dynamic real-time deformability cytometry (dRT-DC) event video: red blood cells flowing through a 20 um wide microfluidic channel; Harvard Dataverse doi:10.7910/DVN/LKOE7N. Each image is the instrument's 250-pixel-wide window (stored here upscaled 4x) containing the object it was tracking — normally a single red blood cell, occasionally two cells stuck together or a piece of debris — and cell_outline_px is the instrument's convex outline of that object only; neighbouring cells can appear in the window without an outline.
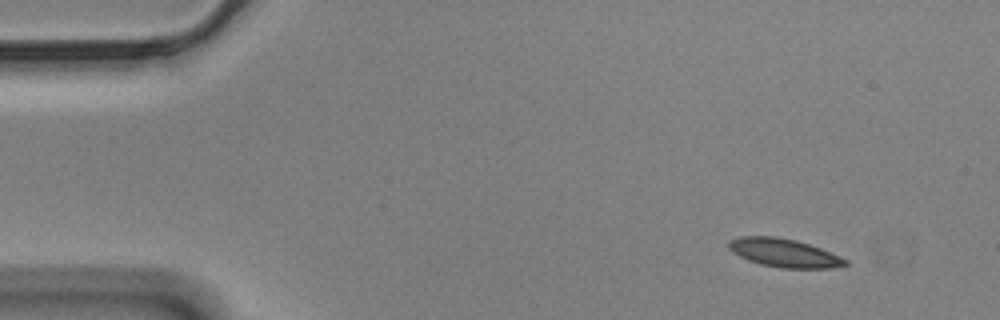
{"species": "Egyptian fruit bat (a non-hibernating species)", "species_latin": "Rousettus aegyptiacus", "temperature_condition": "cold", "stored_images_in_passage": 54, "camera_frame_rate_fps": 3000, "um_per_image_px": 0.085, "animal": {"sex": "male"}, "frame": {"image": 1, "passage_image": 1, "time_ms": 0.0, "image_size_px": [1000, 320], "cell_outline_px": [[848, 264], [828, 268], [780, 268], [760, 264], [748, 260], [732, 252], [728, 248], [728, 240], [740, 236], [776, 236], [796, 240], [820, 248], [848, 260]], "centroid_in_image_um": [66.59, 21.49], "position_along_channel_um": 18.4, "area_um2": 19.25}}
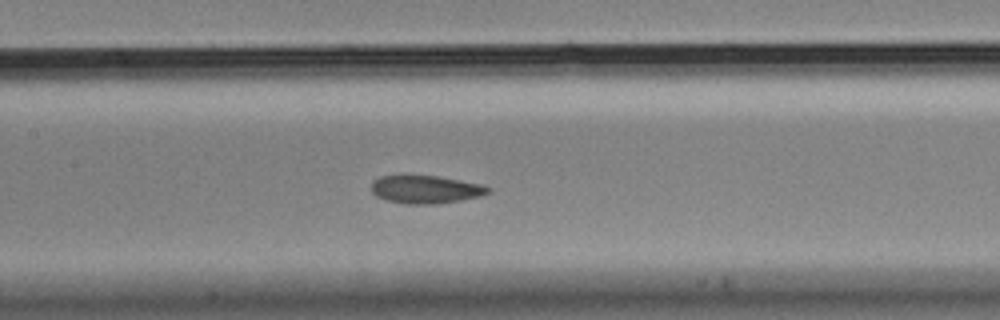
{"frame": {"image": 2, "passage_image": 22, "time_ms": 7.0, "image_size_px": [1000, 320], "cell_outline_px": [[492, 192], [480, 196], [460, 200], [436, 204], [404, 204], [388, 200], [376, 196], [372, 192], [372, 180], [380, 176], [400, 172], [408, 172], [436, 176], [480, 184], [492, 188]], "centroid_in_image_um": [36.11, 16.05], "position_along_channel_um": 171.3, "area_um2": 19.83}}
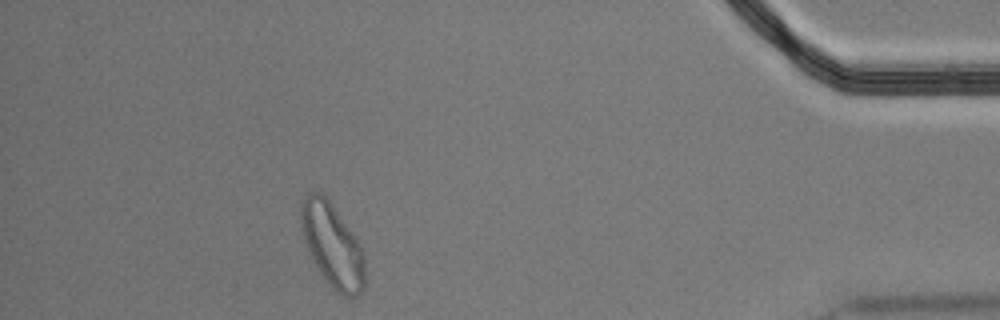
{"frame": {"image": 3, "passage_image": 47, "time_ms": 15.333, "image_size_px": [1000, 320], "cell_outline_px": [[364, 288], [352, 300], [336, 292], [332, 288], [320, 272], [312, 260], [304, 240], [300, 220], [300, 208], [308, 192], [320, 192], [332, 204], [352, 232], [360, 244], [364, 256]], "centroid_in_image_um": [28.25, 20.88], "position_along_channel_um": 406.9, "area_um2": 30.98}}